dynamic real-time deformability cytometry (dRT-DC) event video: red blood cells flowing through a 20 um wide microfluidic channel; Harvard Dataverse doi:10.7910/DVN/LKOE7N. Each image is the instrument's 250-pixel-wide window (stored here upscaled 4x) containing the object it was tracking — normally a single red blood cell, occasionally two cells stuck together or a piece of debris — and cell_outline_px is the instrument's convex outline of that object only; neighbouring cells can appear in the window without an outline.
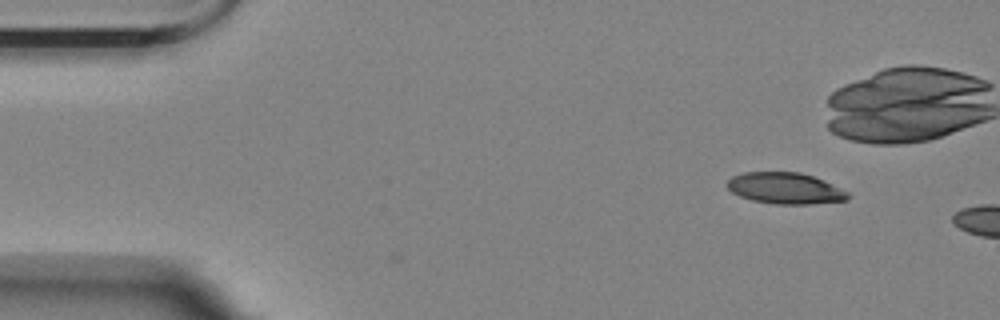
{"species": "Egyptian fruit bat (a non-hibernating species)", "species_latin": "Rousettus aegyptiacus", "temperature_condition": "room temperature", "stored_images_in_passage": 5, "camera_frame_rate_fps": 3000, "um_per_image_px": 0.085, "animal": {"sex": "female"}, "frame": {"image": 1, "passage_image": 1, "time_ms": 0.0, "image_size_px": [1000, 320], "cell_outline_px": [[848, 200], [808, 204], [776, 204], [752, 200], [740, 196], [732, 192], [724, 184], [732, 176], [744, 172], [800, 172], [812, 176], [848, 192]], "centroid_in_image_um": [66.68, 16.0], "position_along_channel_um": 18.3, "area_um2": 21.79}}